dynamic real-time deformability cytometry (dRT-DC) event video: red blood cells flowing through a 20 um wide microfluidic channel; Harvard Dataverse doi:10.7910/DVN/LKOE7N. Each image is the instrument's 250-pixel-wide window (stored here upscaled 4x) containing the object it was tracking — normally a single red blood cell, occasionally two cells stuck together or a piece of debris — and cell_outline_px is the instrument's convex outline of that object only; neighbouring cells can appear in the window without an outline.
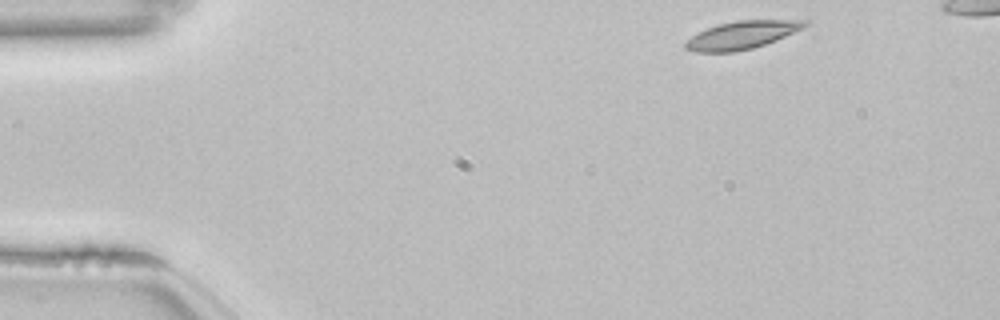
{"species": "common noctule bat (a hibernating species)", "species_latin": "Nyctalus noctula", "temperature_condition": "room temperature", "stored_images_in_passage": 9, "camera_frame_rate_fps": 3000, "um_per_image_px": 0.085, "animal": {"sex": "female", "body_mass_g": 22.7, "forearm_length_mm": 54.2}, "frame": {"image": 1, "passage_image": 1, "time_ms": 0.0, "image_size_px": [1000, 320], "cell_outline_px": [[808, 24], [804, 28], [776, 40], [752, 48], [736, 52], [696, 52], [684, 48], [684, 44], [696, 32], [720, 24], [736, 20], [808, 20]], "centroid_in_image_um": [63.06, 2.98], "position_along_channel_um": 21.9, "area_um2": 19.31}}